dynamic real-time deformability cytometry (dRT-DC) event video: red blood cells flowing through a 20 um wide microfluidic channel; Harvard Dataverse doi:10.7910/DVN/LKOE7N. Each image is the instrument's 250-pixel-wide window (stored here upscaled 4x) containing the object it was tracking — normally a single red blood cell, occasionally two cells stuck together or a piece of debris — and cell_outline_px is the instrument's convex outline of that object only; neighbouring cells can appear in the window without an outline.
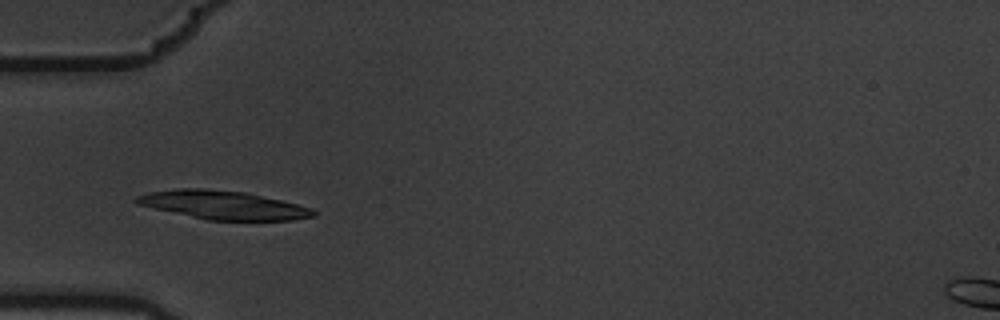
{"species": "common noctule bat (a hibernating species)", "species_latin": "Nyctalus noctula", "temperature_condition": "warm", "stored_images_in_passage": 8, "camera_frame_rate_fps": 3000, "um_per_image_px": 0.085, "animal": {"sex": "male", "body_mass_g": 19.5, "forearm_length_mm": 54.6}, "frame": {"image": 1, "passage_image": 4, "time_ms": 1.0, "image_size_px": [1000, 320], "cell_outline_px": [[316, 216], [292, 220], [208, 220], [136, 204], [132, 200], [136, 196], [148, 192], [176, 188], [208, 188], [244, 192], [280, 200], [312, 208], [316, 212]], "centroid_in_image_um": [18.93, 17.42], "position_along_channel_um": 66.1, "area_um2": 29.36}}
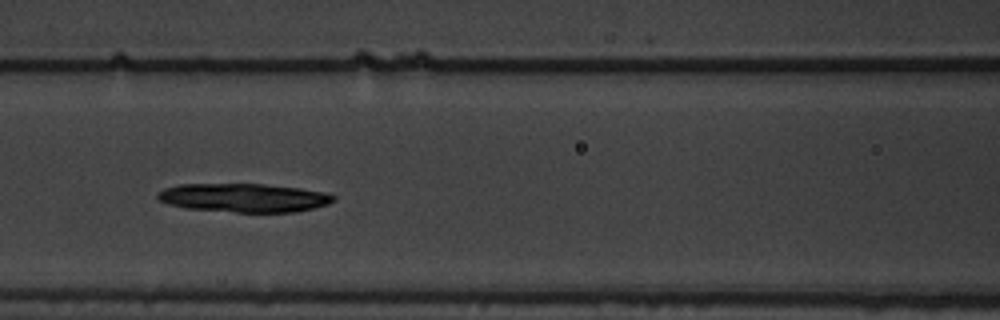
{"frame": {"image": 2, "passage_image": 6, "time_ms": 1.667, "image_size_px": [1000, 320], "cell_outline_px": [[336, 200], [328, 204], [296, 212], [236, 212], [184, 208], [168, 204], [160, 200], [156, 196], [156, 192], [164, 188], [180, 184], [264, 184], [300, 188], [328, 192], [336, 196]], "centroid_in_image_um": [20.74, 16.8], "position_along_channel_um": 145.9, "area_um2": 29.59}}
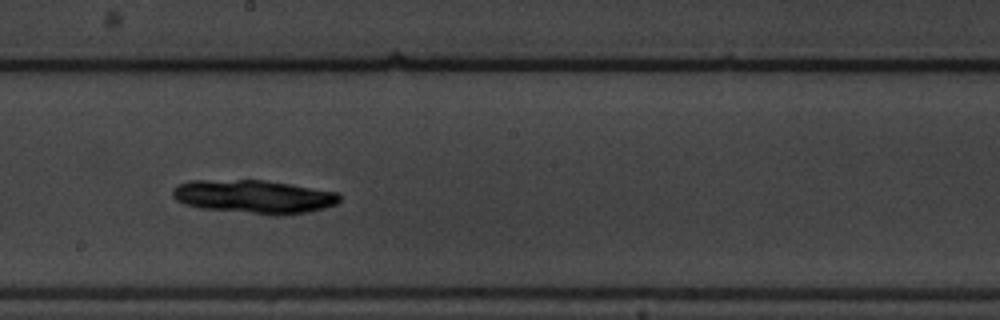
{"frame": {"image": 3, "passage_image": 8, "time_ms": 2.333, "image_size_px": [1000, 320], "cell_outline_px": [[340, 200], [336, 204], [324, 208], [308, 212], [276, 216], [200, 208], [184, 204], [176, 200], [172, 196], [172, 188], [176, 184], [188, 180], [264, 180], [340, 192]], "centroid_in_image_um": [21.56, 16.72], "position_along_channel_um": 226.6, "area_um2": 32.95}}